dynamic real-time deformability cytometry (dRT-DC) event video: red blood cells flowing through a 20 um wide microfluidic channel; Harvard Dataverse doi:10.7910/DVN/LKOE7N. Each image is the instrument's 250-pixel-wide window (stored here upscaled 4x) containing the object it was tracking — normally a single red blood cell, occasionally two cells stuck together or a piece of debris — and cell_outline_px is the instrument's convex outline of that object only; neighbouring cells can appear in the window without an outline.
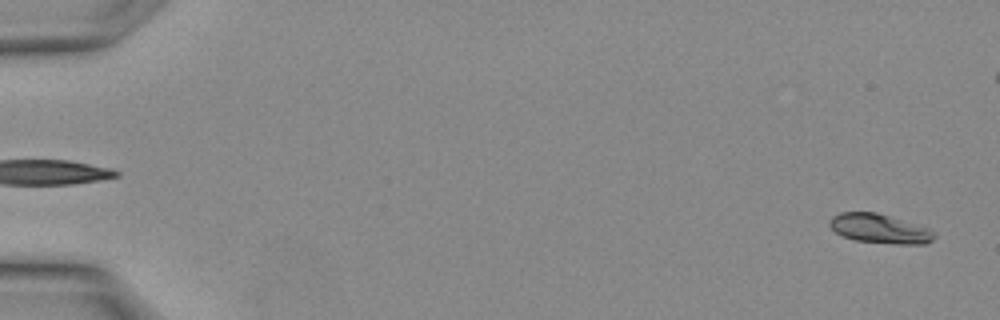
{"species": "Egyptian fruit bat (a non-hibernating species)", "species_latin": "Rousettus aegyptiacus", "temperature_condition": "warm", "stored_images_in_passage": 33, "camera_frame_rate_fps": 3000, "um_per_image_px": 0.085, "animal": {"sex": "female"}, "frame": {"image": 1, "passage_image": 2, "time_ms": 0.333, "image_size_px": [1000, 320], "cell_outline_px": [[936, 236], [932, 240], [924, 244], [896, 244], [856, 240], [844, 236], [836, 232], [828, 224], [828, 220], [832, 216], [840, 212], [876, 212], [928, 228], [936, 232]], "centroid_in_image_um": [74.76, 19.43], "position_along_channel_um": 10.2, "area_um2": 17.74}}
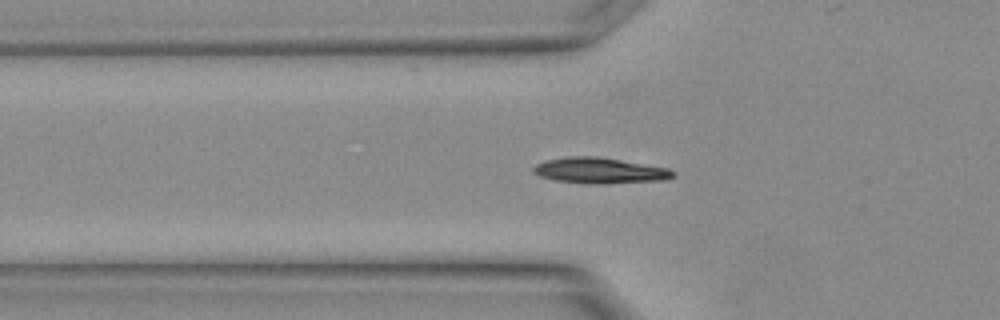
{"frame": {"image": 2, "passage_image": 12, "time_ms": 3.667, "image_size_px": [1000, 320], "cell_outline_px": [[676, 176], [664, 180], [604, 184], [588, 184], [556, 180], [540, 176], [532, 172], [532, 168], [536, 164], [544, 160], [568, 156], [600, 156], [668, 168], [676, 172]], "centroid_in_image_um": [50.98, 14.49], "position_along_channel_um": 74.8, "area_um2": 21.27}}
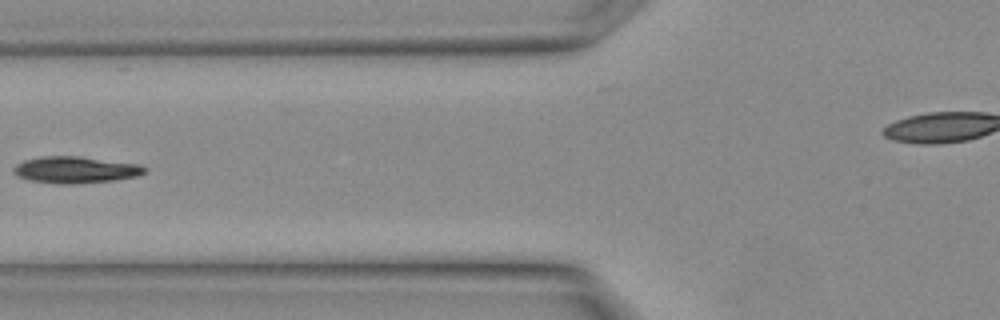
{"frame": {"image": 3, "passage_image": 14, "time_ms": 4.333, "image_size_px": [1000, 320], "cell_outline_px": [[148, 168], [144, 172], [136, 176], [112, 180], [64, 184], [60, 184], [32, 180], [16, 176], [12, 172], [12, 168], [16, 164], [24, 160], [40, 156], [80, 156], [140, 164]], "centroid_in_image_um": [6.38, 14.41], "position_along_channel_um": 119.4, "area_um2": 20.23}}